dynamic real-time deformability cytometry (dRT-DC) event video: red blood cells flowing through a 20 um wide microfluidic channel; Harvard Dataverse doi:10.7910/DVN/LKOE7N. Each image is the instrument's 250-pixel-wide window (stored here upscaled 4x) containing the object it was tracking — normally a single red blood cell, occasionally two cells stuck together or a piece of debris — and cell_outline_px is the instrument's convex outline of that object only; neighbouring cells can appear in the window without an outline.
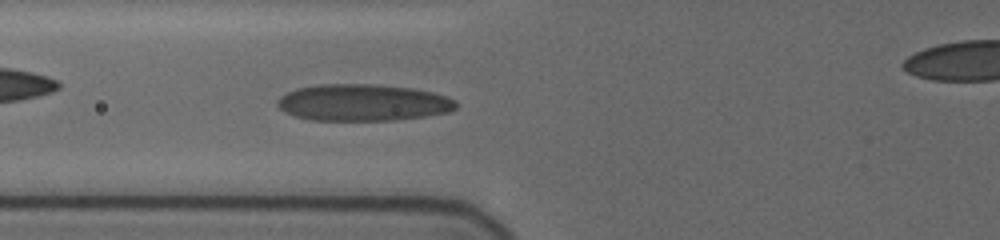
{"species": "human", "species_latin": "Homo sapiens", "temperature_condition": "cold", "stored_images_in_passage": 51, "camera_frame_rate_fps": 3000, "um_per_image_px": 0.085, "donor": {"sex": "female"}, "frame": {"image": 1, "passage_image": 26, "time_ms": 8.333, "image_size_px": [1000, 240], "cell_outline_px": [[456, 108], [448, 112], [424, 116], [392, 120], [312, 120], [296, 116], [284, 112], [276, 104], [276, 100], [280, 96], [296, 88], [320, 84], [372, 84], [412, 88], [432, 92], [448, 96], [456, 100]], "centroid_in_image_um": [30.83, 8.71], "position_along_channel_um": 95.0, "area_um2": 38.21}}
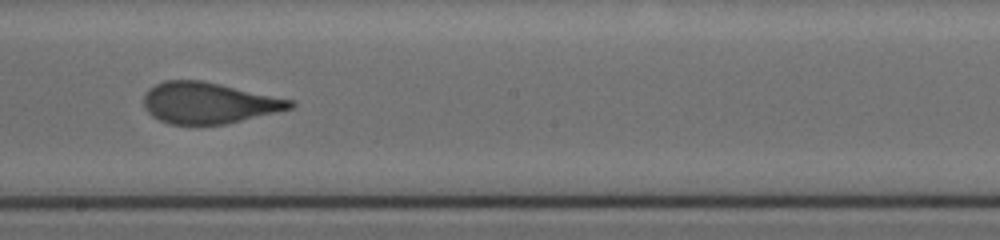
{"frame": {"image": 2, "passage_image": 37, "time_ms": 12.0, "image_size_px": [1000, 240], "cell_outline_px": [[296, 104], [292, 108], [276, 112], [224, 124], [168, 124], [152, 116], [144, 108], [144, 96], [148, 88], [164, 80], [200, 80], [220, 84], [296, 100]], "centroid_in_image_um": [17.74, 8.74], "position_along_channel_um": 230.5, "area_um2": 35.08}}
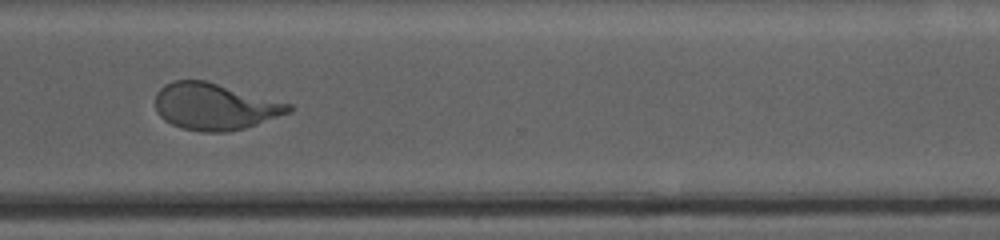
{"frame": {"image": 3, "passage_image": 47, "time_ms": 15.333, "image_size_px": [1000, 240], "cell_outline_px": [[292, 112], [244, 128], [224, 132], [200, 132], [180, 128], [164, 120], [156, 112], [156, 92], [164, 84], [176, 80], [204, 80], [292, 104]], "centroid_in_image_um": [18.23, 9.06], "position_along_channel_um": 352.4, "area_um2": 36.24}}